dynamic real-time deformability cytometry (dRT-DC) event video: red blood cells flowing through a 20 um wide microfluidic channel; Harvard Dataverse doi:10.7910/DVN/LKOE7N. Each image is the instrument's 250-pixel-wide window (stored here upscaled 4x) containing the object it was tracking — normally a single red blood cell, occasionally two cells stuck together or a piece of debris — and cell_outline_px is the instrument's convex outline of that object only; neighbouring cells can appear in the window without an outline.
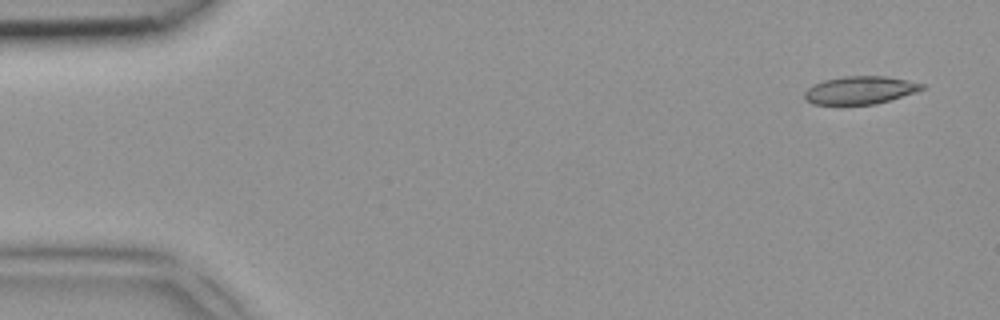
{"species": "common noctule bat (a hibernating species)", "species_latin": "Nyctalus noctula", "temperature_condition": "room temperature", "stored_images_in_passage": 5, "segment_of_instrument_passage": [1, 2], "camera_frame_rate_fps": 3000, "um_per_image_px": 0.085, "animal": {"sex": "female", "body_mass_g": 18.4}, "frame": {"image": 1, "passage_image": 1, "time_ms": 0.0, "image_size_px": [1000, 320], "cell_outline_px": [[924, 88], [916, 92], [876, 104], [812, 104], [804, 100], [804, 92], [812, 84], [824, 80], [844, 76], [884, 76], [924, 84]], "centroid_in_image_um": [73.05, 7.67], "position_along_channel_um": 11.9, "area_um2": 18.96}}
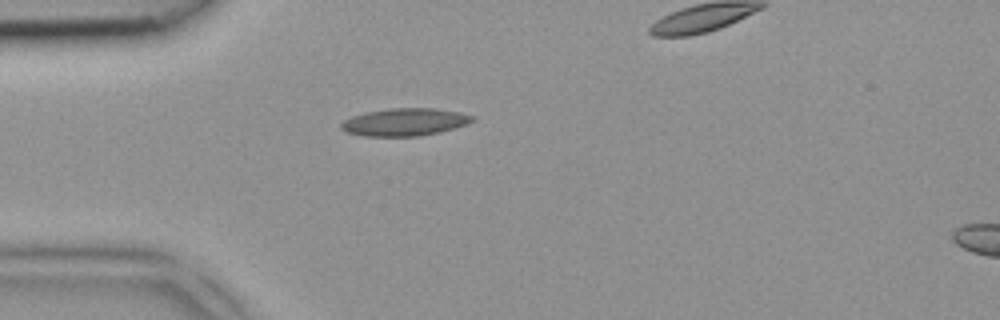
{"frame": {"image": 2, "passage_image": 4, "time_ms": 1.0, "image_size_px": [1000, 320], "cell_outline_px": [[476, 116], [472, 120], [464, 124], [440, 132], [420, 136], [364, 136], [348, 132], [340, 128], [340, 124], [344, 120], [352, 116], [368, 112], [392, 108], [436, 108], [460, 112]], "centroid_in_image_um": [34.39, 10.37], "position_along_channel_um": 50.6, "area_um2": 20.87}}